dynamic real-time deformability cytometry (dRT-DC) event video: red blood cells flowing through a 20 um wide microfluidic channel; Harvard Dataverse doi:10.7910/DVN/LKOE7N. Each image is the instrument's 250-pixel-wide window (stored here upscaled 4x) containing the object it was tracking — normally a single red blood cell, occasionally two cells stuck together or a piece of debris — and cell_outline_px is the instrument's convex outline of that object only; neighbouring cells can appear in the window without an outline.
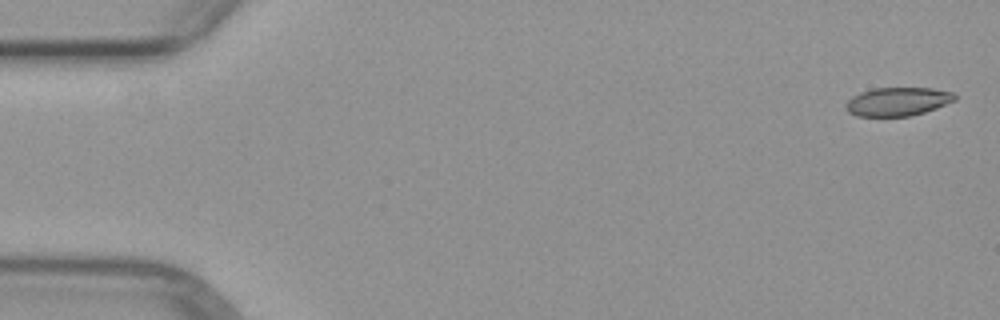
{"species": "common noctule bat (a hibernating species)", "species_latin": "Nyctalus noctula", "temperature_condition": "warm", "stored_images_in_passage": 6, "camera_frame_rate_fps": 3000, "um_per_image_px": 0.085, "animal": {"sex": "female", "body_mass_g": 29.2, "forearm_length_mm": 56.3}, "frame": {"image": 1, "passage_image": 1, "time_ms": 0.0, "image_size_px": [1000, 320], "cell_outline_px": [[956, 100], [936, 108], [924, 112], [908, 116], [856, 116], [848, 112], [844, 108], [844, 104], [852, 96], [860, 92], [876, 88], [932, 88], [952, 92], [956, 96]], "centroid_in_image_um": [76.27, 8.63], "position_along_channel_um": 8.7, "area_um2": 18.15}}
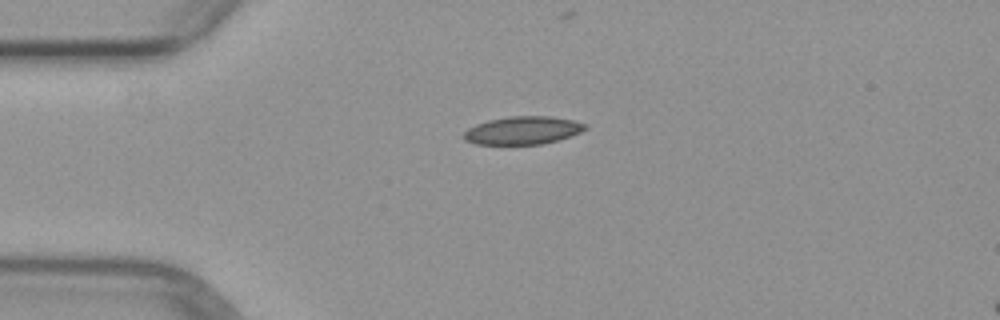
{"frame": {"image": 2, "passage_image": 4, "time_ms": 3.667, "image_size_px": [1000, 320], "cell_outline_px": [[588, 128], [572, 136], [540, 144], [476, 144], [464, 140], [460, 136], [468, 128], [476, 124], [488, 120], [508, 116], [552, 116], [572, 120], [588, 124]], "centroid_in_image_um": [44.42, 11.07], "position_along_channel_um": 40.6, "area_um2": 19.94}}